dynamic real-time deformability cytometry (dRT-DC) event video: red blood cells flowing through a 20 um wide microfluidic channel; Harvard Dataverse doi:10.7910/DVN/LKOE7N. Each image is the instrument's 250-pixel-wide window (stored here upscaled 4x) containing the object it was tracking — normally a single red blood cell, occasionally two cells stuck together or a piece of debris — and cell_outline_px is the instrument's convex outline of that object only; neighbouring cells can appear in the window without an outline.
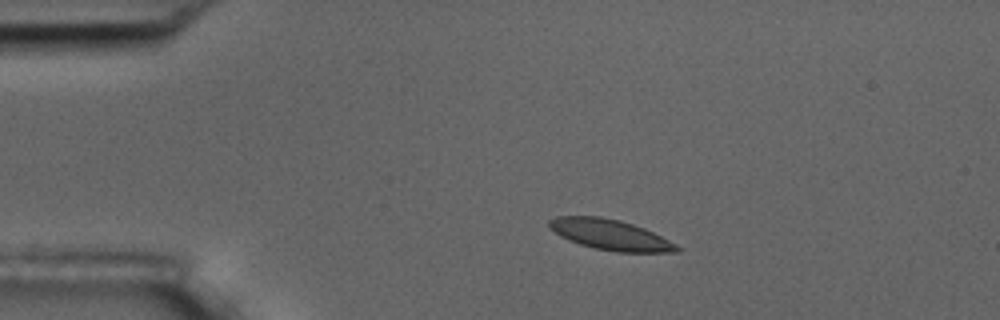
{"species": "common noctule bat (a hibernating species)", "species_latin": "Nyctalus noctula", "temperature_condition": "room temperature", "stored_images_in_passage": 2, "camera_frame_rate_fps": 3000, "um_per_image_px": 0.085, "animal": {"sex": "male", "body_mass_g": 17.5, "forearm_length_mm": 52.3}, "frame": {"image": 1, "passage_image": 1, "time_ms": 0.0, "image_size_px": [1000, 320], "cell_outline_px": [[680, 252], [616, 252], [596, 248], [580, 244], [568, 240], [560, 236], [548, 228], [548, 220], [556, 216], [600, 216], [620, 220], [644, 228], [676, 244], [680, 248]], "centroid_in_image_um": [51.83, 19.94], "position_along_channel_um": 33.2, "area_um2": 22.66}}